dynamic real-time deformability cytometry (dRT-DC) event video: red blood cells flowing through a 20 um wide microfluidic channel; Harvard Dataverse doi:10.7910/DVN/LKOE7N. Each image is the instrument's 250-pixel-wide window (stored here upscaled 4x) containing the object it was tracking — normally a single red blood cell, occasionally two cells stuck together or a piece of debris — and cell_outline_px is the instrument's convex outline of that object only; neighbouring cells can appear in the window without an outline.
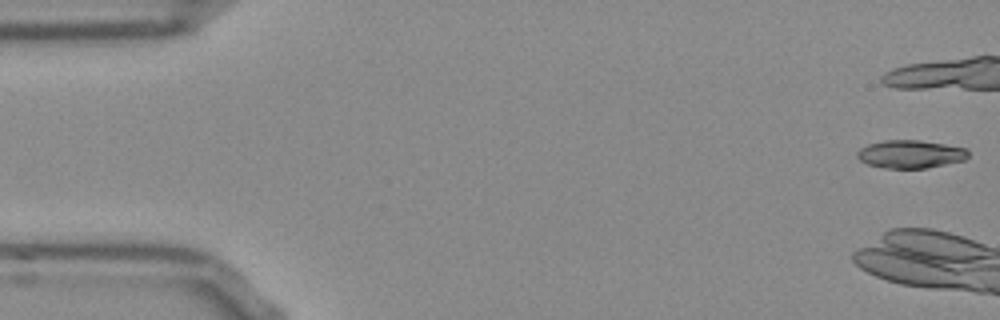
{"species": "Egyptian fruit bat (a non-hibernating species)", "species_latin": "Rousettus aegyptiacus", "temperature_condition": "room temperature", "stored_images_in_passage": 12, "camera_frame_rate_fps": 3000, "um_per_image_px": 0.085, "frame": {"image": 1, "passage_image": 1, "time_ms": 0.0, "image_size_px": [1000, 320], "cell_outline_px": [[968, 156], [964, 160], [924, 168], [880, 168], [868, 164], [860, 160], [856, 156], [856, 152], [860, 148], [868, 144], [884, 140], [920, 140], [968, 148]], "centroid_in_image_um": [77.36, 13.09], "position_along_channel_um": 7.6, "area_um2": 18.15}}